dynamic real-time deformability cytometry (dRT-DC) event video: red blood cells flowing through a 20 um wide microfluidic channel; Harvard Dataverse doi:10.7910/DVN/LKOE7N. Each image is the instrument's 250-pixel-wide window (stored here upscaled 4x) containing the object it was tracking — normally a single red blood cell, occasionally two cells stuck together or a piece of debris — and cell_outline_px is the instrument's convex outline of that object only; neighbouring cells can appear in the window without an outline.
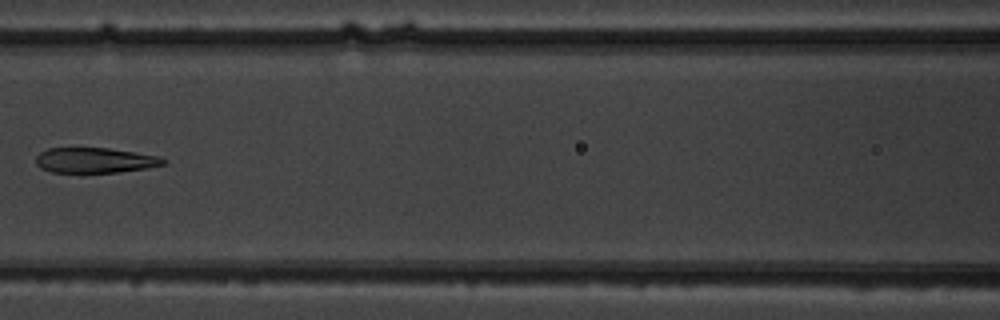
{"species": "common noctule bat (a hibernating species)", "species_latin": "Nyctalus noctula", "temperature_condition": "warm", "stored_images_in_passage": 8, "camera_frame_rate_fps": 3000, "um_per_image_px": 0.085, "animal": {"sex": "male", "body_mass_g": 19.5, "forearm_length_mm": 54.6}, "frame": {"image": 1, "passage_image": 6, "time_ms": 6.0, "image_size_px": [1000, 320], "cell_outline_px": [[168, 164], [120, 172], [52, 172], [40, 168], [36, 164], [36, 156], [40, 152], [48, 148], [108, 148], [160, 156], [168, 160]], "centroid_in_image_um": [8.09, 13.62], "position_along_channel_um": 158.5, "area_um2": 18.79}}
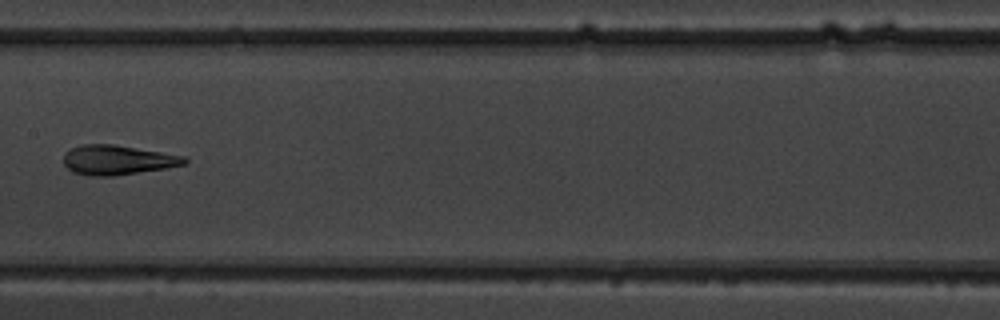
{"frame": {"image": 2, "passage_image": 7, "time_ms": 7.0, "image_size_px": [1000, 320], "cell_outline_px": [[188, 164], [164, 168], [112, 176], [88, 176], [72, 172], [64, 164], [64, 152], [80, 144], [116, 144], [184, 156], [188, 160]], "centroid_in_image_um": [9.97, 13.59], "position_along_channel_um": 197.4, "area_um2": 20.92}}
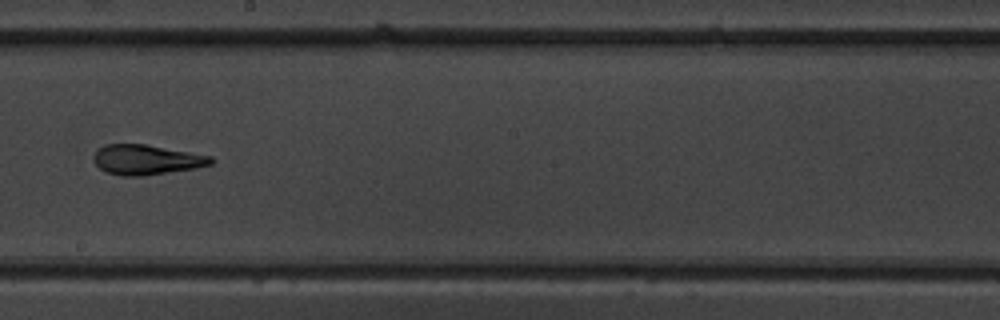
{"frame": {"image": 3, "passage_image": 8, "time_ms": 8.0, "image_size_px": [1000, 320], "cell_outline_px": [[212, 164], [196, 168], [144, 176], [124, 176], [104, 172], [92, 160], [92, 156], [96, 148], [104, 144], [144, 144], [212, 156]], "centroid_in_image_um": [12.38, 13.57], "position_along_channel_um": 235.8, "area_um2": 20.63}}